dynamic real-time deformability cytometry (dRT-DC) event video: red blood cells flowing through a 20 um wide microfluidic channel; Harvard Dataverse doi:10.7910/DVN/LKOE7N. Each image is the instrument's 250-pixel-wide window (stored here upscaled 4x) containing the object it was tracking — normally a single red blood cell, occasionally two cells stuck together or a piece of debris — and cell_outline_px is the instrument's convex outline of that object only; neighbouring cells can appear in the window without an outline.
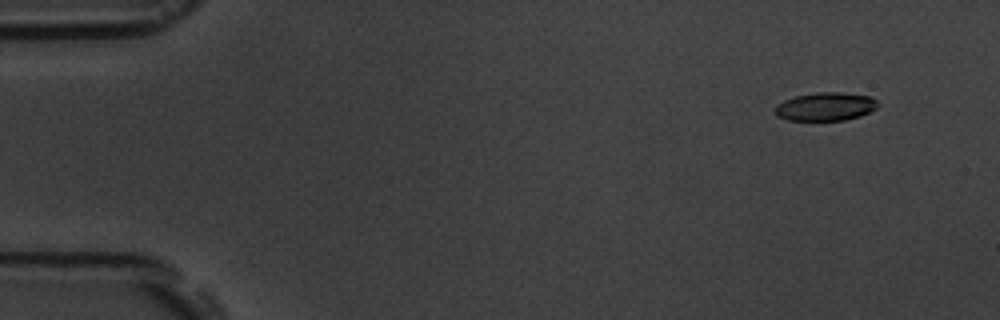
{"species": "common noctule bat (a hibernating species)", "species_latin": "Nyctalus noctula", "temperature_condition": "room temperature", "stored_images_in_passage": 17, "camera_frame_rate_fps": 3000, "um_per_image_px": 0.085, "animal": {"sex": "male", "body_mass_g": 19.5, "forearm_length_mm": 54.6}, "frame": {"image": 1, "passage_image": 2, "time_ms": 1.0, "image_size_px": [1000, 320], "cell_outline_px": [[880, 104], [876, 108], [860, 116], [844, 120], [788, 120], [776, 116], [776, 104], [784, 100], [796, 96], [816, 92], [840, 92], [868, 96], [876, 100]], "centroid_in_image_um": [70.16, 9.06], "position_along_channel_um": 14.8, "area_um2": 16.88}}
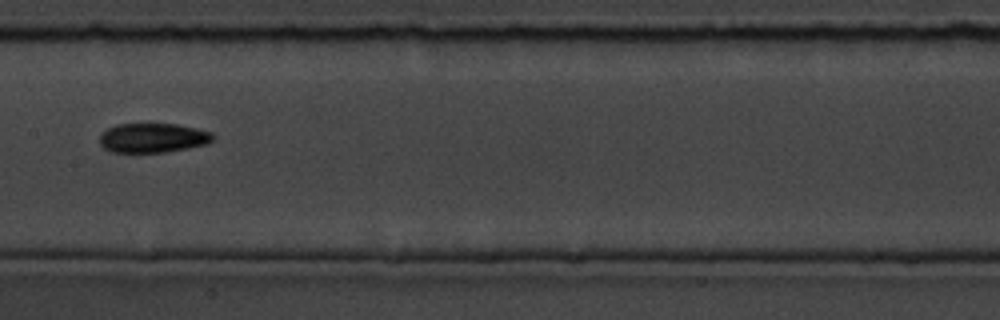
{"frame": {"image": 2, "passage_image": 9, "time_ms": 9.0, "image_size_px": [1000, 320], "cell_outline_px": [[212, 140], [208, 144], [188, 148], [164, 152], [112, 152], [104, 148], [100, 144], [100, 136], [108, 128], [116, 124], [176, 124], [196, 128], [212, 132]], "centroid_in_image_um": [12.99, 11.72], "position_along_channel_um": 194.4, "area_um2": 19.31}}
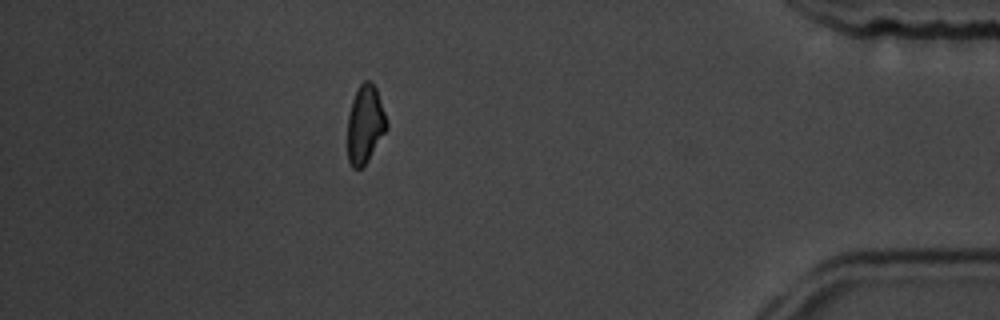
{"frame": {"image": 3, "passage_image": 15, "time_ms": 16.0, "image_size_px": [1000, 320], "cell_outline_px": [[388, 128], [368, 160], [360, 168], [352, 168], [348, 160], [348, 116], [352, 100], [360, 84], [364, 80], [368, 80], [376, 88], [388, 124]], "centroid_in_image_um": [31.03, 10.58], "position_along_channel_um": 404.2, "area_um2": 17.57}, "authors_computed_cell_mechanics": {"area_um2": 18.2648, "velocity_mm_per_s": 3.6431, "shape_relaxation_time_tau1_ms": 6.8758, "shape_relaxation_time_tau2_ms": null, "deformation_change_tau1": 0.1266, "deformation_change_tau2": null}}